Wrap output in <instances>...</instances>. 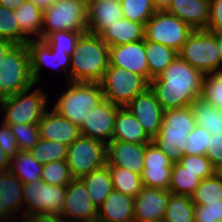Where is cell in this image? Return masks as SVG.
<instances>
[{
	"instance_id": "59",
	"label": "cell",
	"mask_w": 222,
	"mask_h": 222,
	"mask_svg": "<svg viewBox=\"0 0 222 222\" xmlns=\"http://www.w3.org/2000/svg\"><path fill=\"white\" fill-rule=\"evenodd\" d=\"M90 222H113L111 220H107L105 218L96 216L94 219H92Z\"/></svg>"
},
{
	"instance_id": "47",
	"label": "cell",
	"mask_w": 222,
	"mask_h": 222,
	"mask_svg": "<svg viewBox=\"0 0 222 222\" xmlns=\"http://www.w3.org/2000/svg\"><path fill=\"white\" fill-rule=\"evenodd\" d=\"M171 160L153 143L146 144L144 168L172 167Z\"/></svg>"
},
{
	"instance_id": "52",
	"label": "cell",
	"mask_w": 222,
	"mask_h": 222,
	"mask_svg": "<svg viewBox=\"0 0 222 222\" xmlns=\"http://www.w3.org/2000/svg\"><path fill=\"white\" fill-rule=\"evenodd\" d=\"M15 44L11 41L0 38V61L5 57L7 52L14 46Z\"/></svg>"
},
{
	"instance_id": "34",
	"label": "cell",
	"mask_w": 222,
	"mask_h": 222,
	"mask_svg": "<svg viewBox=\"0 0 222 222\" xmlns=\"http://www.w3.org/2000/svg\"><path fill=\"white\" fill-rule=\"evenodd\" d=\"M108 167L114 190L135 198L143 187L141 176L121 167Z\"/></svg>"
},
{
	"instance_id": "43",
	"label": "cell",
	"mask_w": 222,
	"mask_h": 222,
	"mask_svg": "<svg viewBox=\"0 0 222 222\" xmlns=\"http://www.w3.org/2000/svg\"><path fill=\"white\" fill-rule=\"evenodd\" d=\"M171 170L172 167L144 168L140 175L143 186L168 190Z\"/></svg>"
},
{
	"instance_id": "1",
	"label": "cell",
	"mask_w": 222,
	"mask_h": 222,
	"mask_svg": "<svg viewBox=\"0 0 222 222\" xmlns=\"http://www.w3.org/2000/svg\"><path fill=\"white\" fill-rule=\"evenodd\" d=\"M205 75L179 56L156 78L149 81L163 110L190 106L201 97Z\"/></svg>"
},
{
	"instance_id": "38",
	"label": "cell",
	"mask_w": 222,
	"mask_h": 222,
	"mask_svg": "<svg viewBox=\"0 0 222 222\" xmlns=\"http://www.w3.org/2000/svg\"><path fill=\"white\" fill-rule=\"evenodd\" d=\"M41 180L51 185L67 186L73 177L66 161H55L43 164Z\"/></svg>"
},
{
	"instance_id": "25",
	"label": "cell",
	"mask_w": 222,
	"mask_h": 222,
	"mask_svg": "<svg viewBox=\"0 0 222 222\" xmlns=\"http://www.w3.org/2000/svg\"><path fill=\"white\" fill-rule=\"evenodd\" d=\"M14 12L21 31V44L42 40L43 11L30 0H25Z\"/></svg>"
},
{
	"instance_id": "3",
	"label": "cell",
	"mask_w": 222,
	"mask_h": 222,
	"mask_svg": "<svg viewBox=\"0 0 222 222\" xmlns=\"http://www.w3.org/2000/svg\"><path fill=\"white\" fill-rule=\"evenodd\" d=\"M195 126L190 106L165 110L161 128L152 142L172 163H178L185 154L188 134Z\"/></svg>"
},
{
	"instance_id": "20",
	"label": "cell",
	"mask_w": 222,
	"mask_h": 222,
	"mask_svg": "<svg viewBox=\"0 0 222 222\" xmlns=\"http://www.w3.org/2000/svg\"><path fill=\"white\" fill-rule=\"evenodd\" d=\"M40 139L56 141L67 146L77 140L80 128L58 114L54 109L46 110L38 122Z\"/></svg>"
},
{
	"instance_id": "10",
	"label": "cell",
	"mask_w": 222,
	"mask_h": 222,
	"mask_svg": "<svg viewBox=\"0 0 222 222\" xmlns=\"http://www.w3.org/2000/svg\"><path fill=\"white\" fill-rule=\"evenodd\" d=\"M193 31L176 15L157 10L144 25V40L163 44L179 52Z\"/></svg>"
},
{
	"instance_id": "12",
	"label": "cell",
	"mask_w": 222,
	"mask_h": 222,
	"mask_svg": "<svg viewBox=\"0 0 222 222\" xmlns=\"http://www.w3.org/2000/svg\"><path fill=\"white\" fill-rule=\"evenodd\" d=\"M24 216L50 214L62 217L66 200V186L51 185L42 180L23 184Z\"/></svg>"
},
{
	"instance_id": "23",
	"label": "cell",
	"mask_w": 222,
	"mask_h": 222,
	"mask_svg": "<svg viewBox=\"0 0 222 222\" xmlns=\"http://www.w3.org/2000/svg\"><path fill=\"white\" fill-rule=\"evenodd\" d=\"M166 11L176 15L194 30L206 29L210 16V0H171Z\"/></svg>"
},
{
	"instance_id": "32",
	"label": "cell",
	"mask_w": 222,
	"mask_h": 222,
	"mask_svg": "<svg viewBox=\"0 0 222 222\" xmlns=\"http://www.w3.org/2000/svg\"><path fill=\"white\" fill-rule=\"evenodd\" d=\"M202 179L196 173L187 171L179 163H173L169 191L174 195L192 196Z\"/></svg>"
},
{
	"instance_id": "46",
	"label": "cell",
	"mask_w": 222,
	"mask_h": 222,
	"mask_svg": "<svg viewBox=\"0 0 222 222\" xmlns=\"http://www.w3.org/2000/svg\"><path fill=\"white\" fill-rule=\"evenodd\" d=\"M195 222H222V201L208 203L207 205H195Z\"/></svg>"
},
{
	"instance_id": "29",
	"label": "cell",
	"mask_w": 222,
	"mask_h": 222,
	"mask_svg": "<svg viewBox=\"0 0 222 222\" xmlns=\"http://www.w3.org/2000/svg\"><path fill=\"white\" fill-rule=\"evenodd\" d=\"M197 126L204 128L211 135L222 134V110L202 97L190 105Z\"/></svg>"
},
{
	"instance_id": "37",
	"label": "cell",
	"mask_w": 222,
	"mask_h": 222,
	"mask_svg": "<svg viewBox=\"0 0 222 222\" xmlns=\"http://www.w3.org/2000/svg\"><path fill=\"white\" fill-rule=\"evenodd\" d=\"M123 17L141 24L146 22L157 11L152 0H120Z\"/></svg>"
},
{
	"instance_id": "33",
	"label": "cell",
	"mask_w": 222,
	"mask_h": 222,
	"mask_svg": "<svg viewBox=\"0 0 222 222\" xmlns=\"http://www.w3.org/2000/svg\"><path fill=\"white\" fill-rule=\"evenodd\" d=\"M194 208L190 196L171 194L162 222H195Z\"/></svg>"
},
{
	"instance_id": "14",
	"label": "cell",
	"mask_w": 222,
	"mask_h": 222,
	"mask_svg": "<svg viewBox=\"0 0 222 222\" xmlns=\"http://www.w3.org/2000/svg\"><path fill=\"white\" fill-rule=\"evenodd\" d=\"M120 106L103 99L90 110L80 128L82 136L98 139L105 144L112 141L115 116Z\"/></svg>"
},
{
	"instance_id": "42",
	"label": "cell",
	"mask_w": 222,
	"mask_h": 222,
	"mask_svg": "<svg viewBox=\"0 0 222 222\" xmlns=\"http://www.w3.org/2000/svg\"><path fill=\"white\" fill-rule=\"evenodd\" d=\"M201 97L222 110V72L205 75Z\"/></svg>"
},
{
	"instance_id": "21",
	"label": "cell",
	"mask_w": 222,
	"mask_h": 222,
	"mask_svg": "<svg viewBox=\"0 0 222 222\" xmlns=\"http://www.w3.org/2000/svg\"><path fill=\"white\" fill-rule=\"evenodd\" d=\"M24 206L23 183L10 170L0 172V221L15 220V213ZM11 216V217H10Z\"/></svg>"
},
{
	"instance_id": "50",
	"label": "cell",
	"mask_w": 222,
	"mask_h": 222,
	"mask_svg": "<svg viewBox=\"0 0 222 222\" xmlns=\"http://www.w3.org/2000/svg\"><path fill=\"white\" fill-rule=\"evenodd\" d=\"M206 157L213 166L222 162V134L211 135L207 145Z\"/></svg>"
},
{
	"instance_id": "27",
	"label": "cell",
	"mask_w": 222,
	"mask_h": 222,
	"mask_svg": "<svg viewBox=\"0 0 222 222\" xmlns=\"http://www.w3.org/2000/svg\"><path fill=\"white\" fill-rule=\"evenodd\" d=\"M98 216L113 222H134V198L113 190L98 208Z\"/></svg>"
},
{
	"instance_id": "48",
	"label": "cell",
	"mask_w": 222,
	"mask_h": 222,
	"mask_svg": "<svg viewBox=\"0 0 222 222\" xmlns=\"http://www.w3.org/2000/svg\"><path fill=\"white\" fill-rule=\"evenodd\" d=\"M0 145L11 161L19 152L16 138L9 125L0 122Z\"/></svg>"
},
{
	"instance_id": "57",
	"label": "cell",
	"mask_w": 222,
	"mask_h": 222,
	"mask_svg": "<svg viewBox=\"0 0 222 222\" xmlns=\"http://www.w3.org/2000/svg\"><path fill=\"white\" fill-rule=\"evenodd\" d=\"M217 45H218L219 54H220L221 72H222V31L217 32Z\"/></svg>"
},
{
	"instance_id": "8",
	"label": "cell",
	"mask_w": 222,
	"mask_h": 222,
	"mask_svg": "<svg viewBox=\"0 0 222 222\" xmlns=\"http://www.w3.org/2000/svg\"><path fill=\"white\" fill-rule=\"evenodd\" d=\"M34 84L27 44H15L0 61V100L27 90Z\"/></svg>"
},
{
	"instance_id": "55",
	"label": "cell",
	"mask_w": 222,
	"mask_h": 222,
	"mask_svg": "<svg viewBox=\"0 0 222 222\" xmlns=\"http://www.w3.org/2000/svg\"><path fill=\"white\" fill-rule=\"evenodd\" d=\"M30 1L33 2L35 5H37L42 11H44L56 0H30Z\"/></svg>"
},
{
	"instance_id": "44",
	"label": "cell",
	"mask_w": 222,
	"mask_h": 222,
	"mask_svg": "<svg viewBox=\"0 0 222 222\" xmlns=\"http://www.w3.org/2000/svg\"><path fill=\"white\" fill-rule=\"evenodd\" d=\"M178 163L201 179L214 175V166L206 155H184Z\"/></svg>"
},
{
	"instance_id": "54",
	"label": "cell",
	"mask_w": 222,
	"mask_h": 222,
	"mask_svg": "<svg viewBox=\"0 0 222 222\" xmlns=\"http://www.w3.org/2000/svg\"><path fill=\"white\" fill-rule=\"evenodd\" d=\"M25 0H0V5L3 7H7L8 9L15 10L21 4L24 3Z\"/></svg>"
},
{
	"instance_id": "5",
	"label": "cell",
	"mask_w": 222,
	"mask_h": 222,
	"mask_svg": "<svg viewBox=\"0 0 222 222\" xmlns=\"http://www.w3.org/2000/svg\"><path fill=\"white\" fill-rule=\"evenodd\" d=\"M42 19V40L58 31L87 33V0H56L43 11Z\"/></svg>"
},
{
	"instance_id": "56",
	"label": "cell",
	"mask_w": 222,
	"mask_h": 222,
	"mask_svg": "<svg viewBox=\"0 0 222 222\" xmlns=\"http://www.w3.org/2000/svg\"><path fill=\"white\" fill-rule=\"evenodd\" d=\"M156 10H166L171 0H152Z\"/></svg>"
},
{
	"instance_id": "16",
	"label": "cell",
	"mask_w": 222,
	"mask_h": 222,
	"mask_svg": "<svg viewBox=\"0 0 222 222\" xmlns=\"http://www.w3.org/2000/svg\"><path fill=\"white\" fill-rule=\"evenodd\" d=\"M171 194L169 190L143 186L134 198V222H162Z\"/></svg>"
},
{
	"instance_id": "58",
	"label": "cell",
	"mask_w": 222,
	"mask_h": 222,
	"mask_svg": "<svg viewBox=\"0 0 222 222\" xmlns=\"http://www.w3.org/2000/svg\"><path fill=\"white\" fill-rule=\"evenodd\" d=\"M214 175L222 180V162L214 166Z\"/></svg>"
},
{
	"instance_id": "19",
	"label": "cell",
	"mask_w": 222,
	"mask_h": 222,
	"mask_svg": "<svg viewBox=\"0 0 222 222\" xmlns=\"http://www.w3.org/2000/svg\"><path fill=\"white\" fill-rule=\"evenodd\" d=\"M146 144H135L112 140L106 144L107 165L128 169L141 175L144 169Z\"/></svg>"
},
{
	"instance_id": "2",
	"label": "cell",
	"mask_w": 222,
	"mask_h": 222,
	"mask_svg": "<svg viewBox=\"0 0 222 222\" xmlns=\"http://www.w3.org/2000/svg\"><path fill=\"white\" fill-rule=\"evenodd\" d=\"M109 66V47L100 35L81 34L71 55L69 82L100 83Z\"/></svg>"
},
{
	"instance_id": "28",
	"label": "cell",
	"mask_w": 222,
	"mask_h": 222,
	"mask_svg": "<svg viewBox=\"0 0 222 222\" xmlns=\"http://www.w3.org/2000/svg\"><path fill=\"white\" fill-rule=\"evenodd\" d=\"M81 180L84 182L88 195L97 209L103 205L104 201L114 190L107 164L97 170H93L88 175L82 177Z\"/></svg>"
},
{
	"instance_id": "35",
	"label": "cell",
	"mask_w": 222,
	"mask_h": 222,
	"mask_svg": "<svg viewBox=\"0 0 222 222\" xmlns=\"http://www.w3.org/2000/svg\"><path fill=\"white\" fill-rule=\"evenodd\" d=\"M30 152L34 159L41 164L66 161L68 146L56 141L39 139Z\"/></svg>"
},
{
	"instance_id": "31",
	"label": "cell",
	"mask_w": 222,
	"mask_h": 222,
	"mask_svg": "<svg viewBox=\"0 0 222 222\" xmlns=\"http://www.w3.org/2000/svg\"><path fill=\"white\" fill-rule=\"evenodd\" d=\"M43 164L37 162L30 151H19L10 161V171L23 184L41 180Z\"/></svg>"
},
{
	"instance_id": "49",
	"label": "cell",
	"mask_w": 222,
	"mask_h": 222,
	"mask_svg": "<svg viewBox=\"0 0 222 222\" xmlns=\"http://www.w3.org/2000/svg\"><path fill=\"white\" fill-rule=\"evenodd\" d=\"M205 30L213 33L222 31V0H210V16Z\"/></svg>"
},
{
	"instance_id": "51",
	"label": "cell",
	"mask_w": 222,
	"mask_h": 222,
	"mask_svg": "<svg viewBox=\"0 0 222 222\" xmlns=\"http://www.w3.org/2000/svg\"><path fill=\"white\" fill-rule=\"evenodd\" d=\"M13 222H64V219L60 216L50 215V214H33L27 215L22 218V220H15Z\"/></svg>"
},
{
	"instance_id": "36",
	"label": "cell",
	"mask_w": 222,
	"mask_h": 222,
	"mask_svg": "<svg viewBox=\"0 0 222 222\" xmlns=\"http://www.w3.org/2000/svg\"><path fill=\"white\" fill-rule=\"evenodd\" d=\"M194 205H207L222 201V180L215 175L202 179L191 196Z\"/></svg>"
},
{
	"instance_id": "53",
	"label": "cell",
	"mask_w": 222,
	"mask_h": 222,
	"mask_svg": "<svg viewBox=\"0 0 222 222\" xmlns=\"http://www.w3.org/2000/svg\"><path fill=\"white\" fill-rule=\"evenodd\" d=\"M10 169V160L6 156L3 148L0 145V172L1 171H8Z\"/></svg>"
},
{
	"instance_id": "30",
	"label": "cell",
	"mask_w": 222,
	"mask_h": 222,
	"mask_svg": "<svg viewBox=\"0 0 222 222\" xmlns=\"http://www.w3.org/2000/svg\"><path fill=\"white\" fill-rule=\"evenodd\" d=\"M148 81L158 77L177 57L178 52L163 44L145 40Z\"/></svg>"
},
{
	"instance_id": "18",
	"label": "cell",
	"mask_w": 222,
	"mask_h": 222,
	"mask_svg": "<svg viewBox=\"0 0 222 222\" xmlns=\"http://www.w3.org/2000/svg\"><path fill=\"white\" fill-rule=\"evenodd\" d=\"M109 65L142 75L148 80L145 40L109 47Z\"/></svg>"
},
{
	"instance_id": "4",
	"label": "cell",
	"mask_w": 222,
	"mask_h": 222,
	"mask_svg": "<svg viewBox=\"0 0 222 222\" xmlns=\"http://www.w3.org/2000/svg\"><path fill=\"white\" fill-rule=\"evenodd\" d=\"M68 88L60 95L54 110L80 127L91 109L96 107L104 95L100 83L67 82Z\"/></svg>"
},
{
	"instance_id": "26",
	"label": "cell",
	"mask_w": 222,
	"mask_h": 222,
	"mask_svg": "<svg viewBox=\"0 0 222 222\" xmlns=\"http://www.w3.org/2000/svg\"><path fill=\"white\" fill-rule=\"evenodd\" d=\"M101 39L108 45L118 46L144 39V24L121 18L108 26L101 34Z\"/></svg>"
},
{
	"instance_id": "39",
	"label": "cell",
	"mask_w": 222,
	"mask_h": 222,
	"mask_svg": "<svg viewBox=\"0 0 222 222\" xmlns=\"http://www.w3.org/2000/svg\"><path fill=\"white\" fill-rule=\"evenodd\" d=\"M6 125L11 128L19 151H30L40 139L38 123Z\"/></svg>"
},
{
	"instance_id": "15",
	"label": "cell",
	"mask_w": 222,
	"mask_h": 222,
	"mask_svg": "<svg viewBox=\"0 0 222 222\" xmlns=\"http://www.w3.org/2000/svg\"><path fill=\"white\" fill-rule=\"evenodd\" d=\"M98 216V209L88 195L81 179H73L66 186V200L62 210L64 222H90Z\"/></svg>"
},
{
	"instance_id": "22",
	"label": "cell",
	"mask_w": 222,
	"mask_h": 222,
	"mask_svg": "<svg viewBox=\"0 0 222 222\" xmlns=\"http://www.w3.org/2000/svg\"><path fill=\"white\" fill-rule=\"evenodd\" d=\"M87 12L88 32L96 35L123 18L120 0H87Z\"/></svg>"
},
{
	"instance_id": "6",
	"label": "cell",
	"mask_w": 222,
	"mask_h": 222,
	"mask_svg": "<svg viewBox=\"0 0 222 222\" xmlns=\"http://www.w3.org/2000/svg\"><path fill=\"white\" fill-rule=\"evenodd\" d=\"M34 84L27 90L0 100V113L4 116L3 124L38 123L43 117L47 106V95L43 89ZM31 92V93H30Z\"/></svg>"
},
{
	"instance_id": "11",
	"label": "cell",
	"mask_w": 222,
	"mask_h": 222,
	"mask_svg": "<svg viewBox=\"0 0 222 222\" xmlns=\"http://www.w3.org/2000/svg\"><path fill=\"white\" fill-rule=\"evenodd\" d=\"M106 144L98 139L80 136L68 146L67 165L73 179H81L107 164Z\"/></svg>"
},
{
	"instance_id": "41",
	"label": "cell",
	"mask_w": 222,
	"mask_h": 222,
	"mask_svg": "<svg viewBox=\"0 0 222 222\" xmlns=\"http://www.w3.org/2000/svg\"><path fill=\"white\" fill-rule=\"evenodd\" d=\"M80 35V32L58 31L51 33L43 40L53 51L66 52L67 54L72 55Z\"/></svg>"
},
{
	"instance_id": "13",
	"label": "cell",
	"mask_w": 222,
	"mask_h": 222,
	"mask_svg": "<svg viewBox=\"0 0 222 222\" xmlns=\"http://www.w3.org/2000/svg\"><path fill=\"white\" fill-rule=\"evenodd\" d=\"M29 51L30 73L35 84L40 82L42 67L60 68L65 73L69 82V70L71 55L66 52L53 51L44 40H30L27 42Z\"/></svg>"
},
{
	"instance_id": "45",
	"label": "cell",
	"mask_w": 222,
	"mask_h": 222,
	"mask_svg": "<svg viewBox=\"0 0 222 222\" xmlns=\"http://www.w3.org/2000/svg\"><path fill=\"white\" fill-rule=\"evenodd\" d=\"M210 137L207 130L196 125L188 134L184 155H206Z\"/></svg>"
},
{
	"instance_id": "17",
	"label": "cell",
	"mask_w": 222,
	"mask_h": 222,
	"mask_svg": "<svg viewBox=\"0 0 222 222\" xmlns=\"http://www.w3.org/2000/svg\"><path fill=\"white\" fill-rule=\"evenodd\" d=\"M125 107L138 119L151 138L159 132L164 110L150 88L138 94Z\"/></svg>"
},
{
	"instance_id": "40",
	"label": "cell",
	"mask_w": 222,
	"mask_h": 222,
	"mask_svg": "<svg viewBox=\"0 0 222 222\" xmlns=\"http://www.w3.org/2000/svg\"><path fill=\"white\" fill-rule=\"evenodd\" d=\"M0 38L21 44V31L14 10L0 5Z\"/></svg>"
},
{
	"instance_id": "24",
	"label": "cell",
	"mask_w": 222,
	"mask_h": 222,
	"mask_svg": "<svg viewBox=\"0 0 222 222\" xmlns=\"http://www.w3.org/2000/svg\"><path fill=\"white\" fill-rule=\"evenodd\" d=\"M112 140L135 144L152 142L138 119L126 107H120L116 113Z\"/></svg>"
},
{
	"instance_id": "7",
	"label": "cell",
	"mask_w": 222,
	"mask_h": 222,
	"mask_svg": "<svg viewBox=\"0 0 222 222\" xmlns=\"http://www.w3.org/2000/svg\"><path fill=\"white\" fill-rule=\"evenodd\" d=\"M178 56L204 75L221 73L217 32L194 30L183 43Z\"/></svg>"
},
{
	"instance_id": "9",
	"label": "cell",
	"mask_w": 222,
	"mask_h": 222,
	"mask_svg": "<svg viewBox=\"0 0 222 222\" xmlns=\"http://www.w3.org/2000/svg\"><path fill=\"white\" fill-rule=\"evenodd\" d=\"M100 85L105 100L125 107L138 94L149 88V81L142 75L109 65Z\"/></svg>"
}]
</instances>
